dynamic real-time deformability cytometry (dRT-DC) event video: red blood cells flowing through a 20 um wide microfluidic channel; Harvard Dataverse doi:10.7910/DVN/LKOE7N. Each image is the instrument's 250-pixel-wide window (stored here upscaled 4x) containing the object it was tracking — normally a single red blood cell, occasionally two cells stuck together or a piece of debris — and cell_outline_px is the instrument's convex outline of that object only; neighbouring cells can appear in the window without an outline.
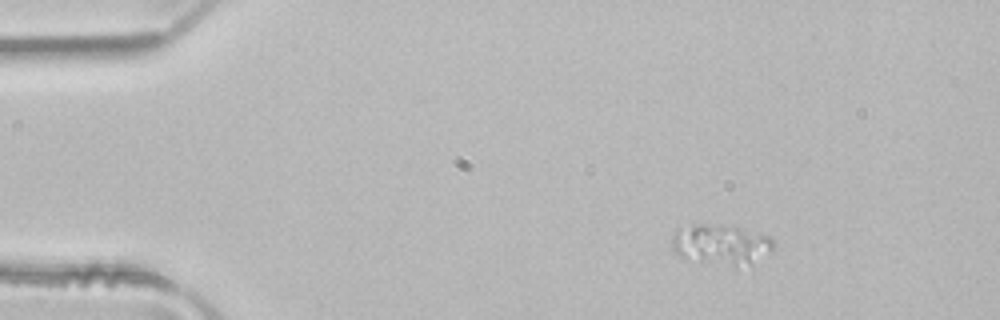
{"species": "common noctule bat (a hibernating species)", "species_latin": "Nyctalus noctula", "temperature_condition": "room temperature", "stored_images_in_passage": 4, "camera_frame_rate_fps": 3000, "um_per_image_px": 0.085, "animal": {"sex": "male", "body_mass_g": 21.5, "forearm_length_mm": 52.0}, "frame": {"image": 1, "passage_image": 4, "time_ms": 1.0, "image_size_px": [1000, 320], "cell_outline_px": [[772, 248], [768, 252], [752, 264], [736, 268], [680, 260], [672, 248], [672, 236], [676, 228], [692, 224], [740, 228], [768, 236], [772, 240]], "centroid_in_image_um": [61.17, 20.85], "position_along_channel_um": 23.8, "area_um2": 24.28}}